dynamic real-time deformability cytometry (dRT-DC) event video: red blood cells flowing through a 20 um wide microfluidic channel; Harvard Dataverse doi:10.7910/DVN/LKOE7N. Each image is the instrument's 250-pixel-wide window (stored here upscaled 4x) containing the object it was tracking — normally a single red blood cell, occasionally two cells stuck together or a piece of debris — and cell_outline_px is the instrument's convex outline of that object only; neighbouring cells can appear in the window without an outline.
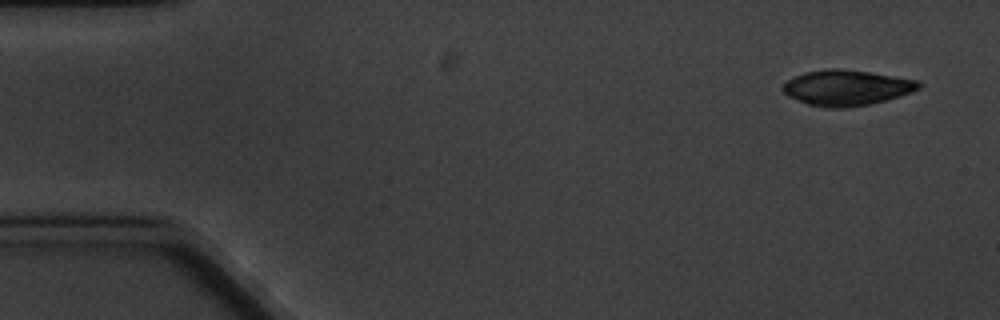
{"species": "common noctule bat (a hibernating species)", "species_latin": "Nyctalus noctula", "temperature_condition": "cold", "stored_images_in_passage": 6, "camera_frame_rate_fps": 3000, "um_per_image_px": 0.085, "animal": {"sex": "male", "body_mass_g": 20.1, "forearm_length_mm": 53.5}, "frame": {"image": 1, "passage_image": 1, "time_ms": 0.0, "image_size_px": [1000, 320], "cell_outline_px": [[920, 88], [912, 92], [900, 96], [868, 104], [848, 108], [828, 108], [808, 104], [788, 96], [780, 88], [788, 80], [804, 72], [828, 68], [840, 68], [868, 72], [920, 80]], "centroid_in_image_um": [71.95, 7.45], "position_along_channel_um": 13.0, "area_um2": 28.09}}